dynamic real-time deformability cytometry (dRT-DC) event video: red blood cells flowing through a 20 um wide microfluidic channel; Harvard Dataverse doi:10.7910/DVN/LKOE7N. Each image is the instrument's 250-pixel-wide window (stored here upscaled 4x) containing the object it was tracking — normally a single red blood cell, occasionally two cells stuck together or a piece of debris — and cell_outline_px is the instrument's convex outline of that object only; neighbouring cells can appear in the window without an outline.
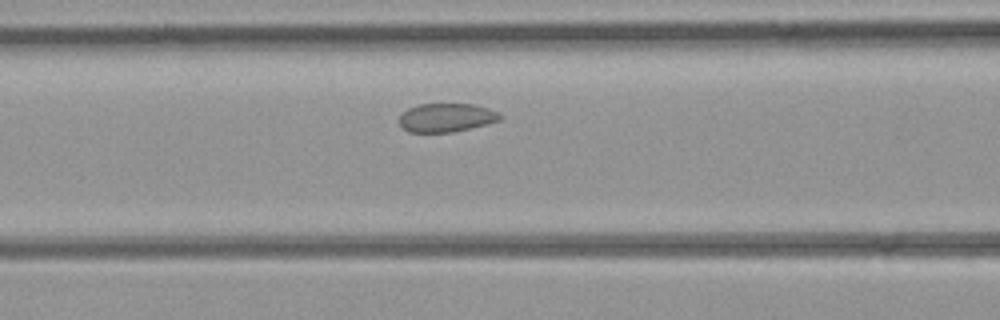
{"species": "common noctule bat (a hibernating species)", "species_latin": "Nyctalus noctula", "temperature_condition": "room temperature", "stored_images_in_passage": 14, "camera_frame_rate_fps": 3000, "um_per_image_px": 0.085, "animal": {"sex": "female", "body_mass_g": 21.9}, "frame": {"image": 1, "passage_image": 10, "time_ms": 3.0, "image_size_px": [1000, 320], "cell_outline_px": [[504, 116], [500, 120], [488, 124], [452, 132], [408, 132], [400, 124], [400, 116], [408, 108], [420, 104], [476, 104], [500, 112]], "centroid_in_image_um": [38.0, 9.99], "position_along_channel_um": 128.6, "area_um2": 16.88}}
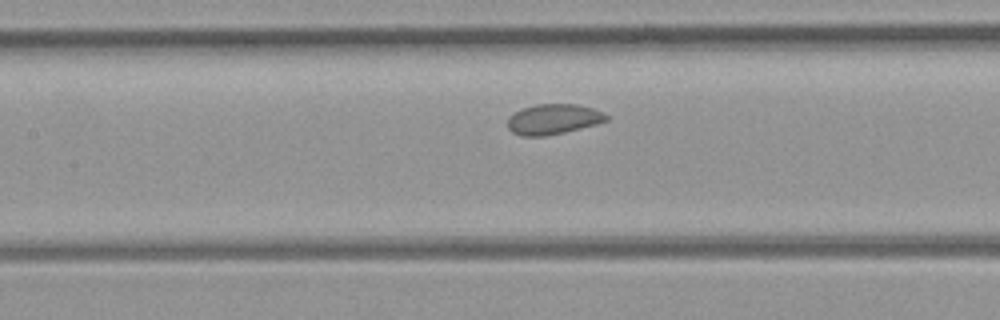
{"frame": {"image": 2, "passage_image": 12, "time_ms": 3.667, "image_size_px": [1000, 320], "cell_outline_px": [[608, 120], [596, 124], [564, 132], [544, 136], [520, 136], [512, 132], [508, 128], [508, 116], [512, 112], [520, 108], [536, 104], [580, 104], [604, 112], [608, 116]], "centroid_in_image_um": [47.0, 10.12], "position_along_channel_um": 160.4, "area_um2": 17.63}}